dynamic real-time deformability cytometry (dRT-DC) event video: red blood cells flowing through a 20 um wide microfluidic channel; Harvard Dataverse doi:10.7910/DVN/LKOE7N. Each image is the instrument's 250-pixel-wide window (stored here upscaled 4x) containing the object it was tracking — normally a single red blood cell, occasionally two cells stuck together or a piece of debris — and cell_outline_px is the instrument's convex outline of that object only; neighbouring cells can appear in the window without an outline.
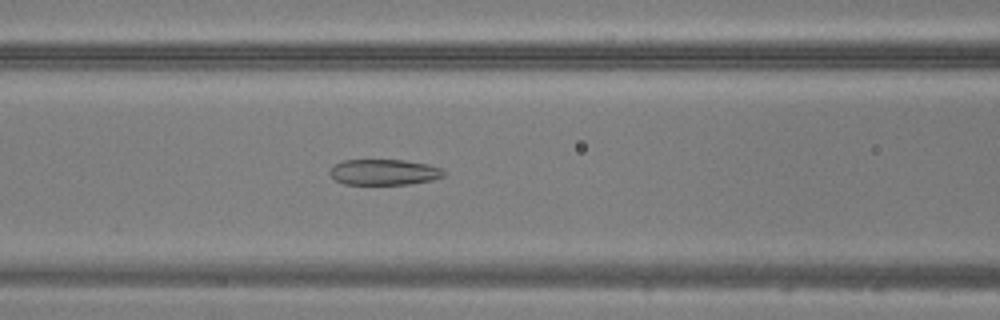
{"species": "common noctule bat (a hibernating species)", "species_latin": "Nyctalus noctula", "temperature_condition": "warm", "stored_images_in_passage": 33, "camera_frame_rate_fps": 3000, "um_per_image_px": 0.085, "animal": {"sex": "male", "body_mass_g": 20.5, "forearm_length_mm": 52.5}, "frame": {"image": 1, "passage_image": 12, "time_ms": 3.667, "image_size_px": [1000, 320], "cell_outline_px": [[444, 176], [432, 180], [408, 184], [344, 184], [336, 180], [328, 172], [332, 164], [344, 160], [404, 160], [428, 164], [440, 168], [444, 172]], "centroid_in_image_um": [32.6, 14.62], "position_along_channel_um": 134.0, "area_um2": 17.11}}
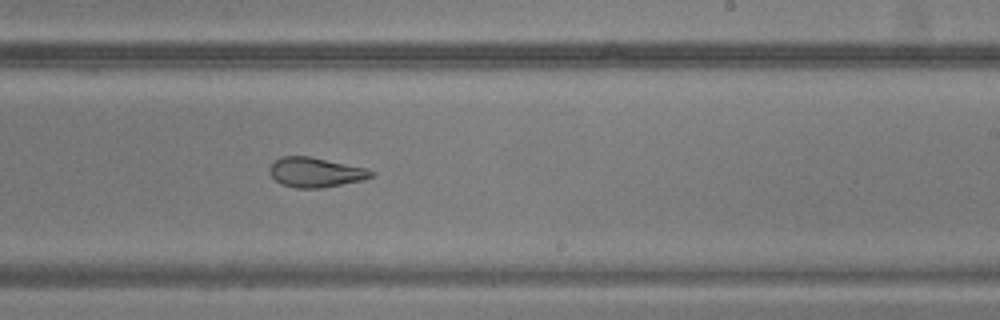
{"frame": {"image": 2, "passage_image": 21, "time_ms": 6.667, "image_size_px": [1000, 320], "cell_outline_px": [[376, 172], [372, 176], [364, 180], [320, 188], [296, 188], [280, 184], [268, 172], [268, 168], [276, 160], [284, 156], [308, 156], [368, 168]], "centroid_in_image_um": [26.83, 14.65], "position_along_channel_um": 262.2, "area_um2": 17.63}}
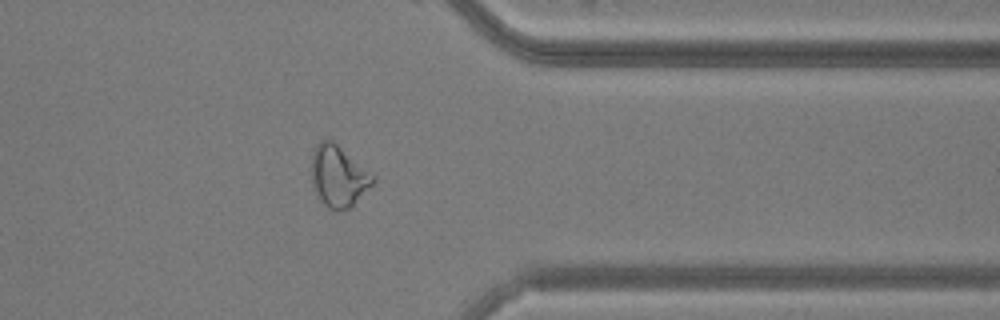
{"frame": {"image": 3, "passage_image": 30, "time_ms": 9.667, "image_size_px": [1000, 320], "cell_outline_px": [[376, 180], [352, 208], [332, 212], [320, 200], [316, 192], [312, 180], [312, 152], [316, 144], [320, 140], [332, 140], [372, 176]], "centroid_in_image_um": [28.74, 15.03], "position_along_channel_um": 382.7, "area_um2": 21.56}}